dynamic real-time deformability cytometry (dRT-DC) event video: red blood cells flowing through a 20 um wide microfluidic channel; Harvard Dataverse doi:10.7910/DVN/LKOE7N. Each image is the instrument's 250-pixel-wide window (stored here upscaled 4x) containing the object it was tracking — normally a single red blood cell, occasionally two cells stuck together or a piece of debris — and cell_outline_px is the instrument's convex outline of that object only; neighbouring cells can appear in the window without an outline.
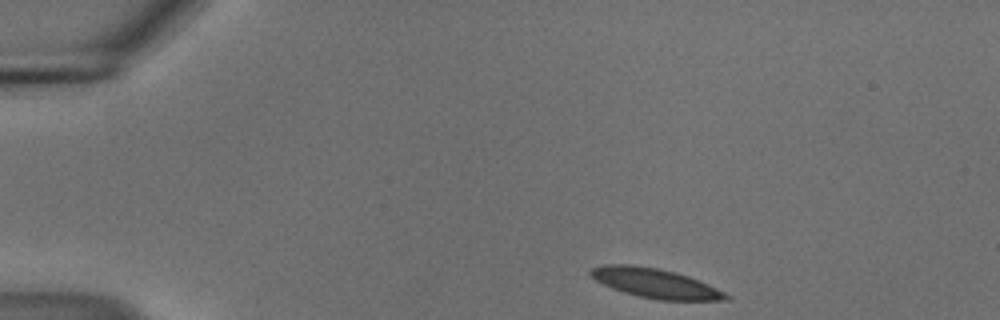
{"species": "common noctule bat (a hibernating species)", "species_latin": "Nyctalus noctula", "temperature_condition": "cold", "stored_images_in_passage": 47, "camera_frame_rate_fps": 3000, "um_per_image_px": 0.085, "animal": {"sex": "male", "body_mass_g": 18.8}, "frame": {"image": 1, "passage_image": 1, "time_ms": 0.0, "image_size_px": [1000, 320], "cell_outline_px": [[732, 296], [728, 300], [660, 300], [640, 296], [624, 292], [612, 288], [596, 280], [588, 272], [592, 268], [604, 264], [628, 264], [656, 268], [676, 272], [688, 276], [708, 284]], "centroid_in_image_um": [55.71, 24.07], "position_along_channel_um": 29.3, "area_um2": 23.0}}
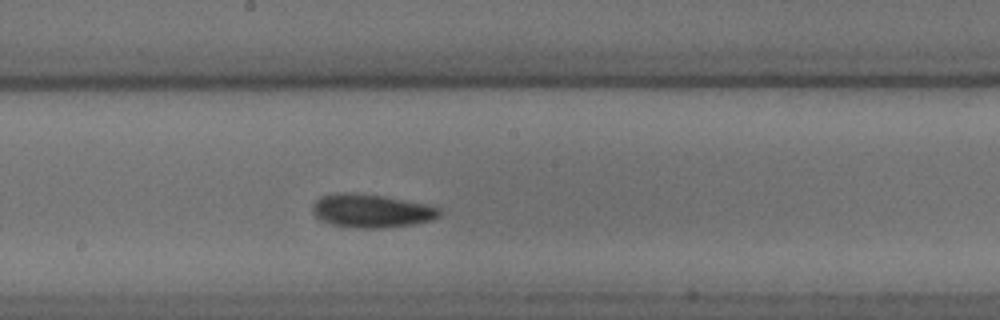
{"frame": {"image": 2, "passage_image": 22, "time_ms": 7.0, "image_size_px": [1000, 320], "cell_outline_px": [[444, 212], [440, 216], [432, 220], [412, 224], [380, 228], [348, 228], [332, 224], [320, 220], [312, 212], [312, 204], [320, 196], [336, 192], [356, 192], [384, 196], [428, 204], [440, 208]], "centroid_in_image_um": [31.56, 17.91], "position_along_channel_um": 216.6, "area_um2": 25.2}}
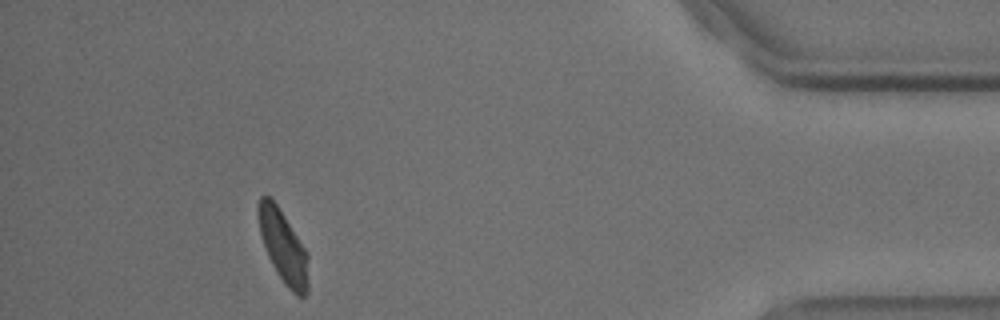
{"frame": {"image": 3, "passage_image": 42, "time_ms": 13.667, "image_size_px": [1000, 320], "cell_outline_px": [[308, 292], [304, 296], [296, 296], [284, 284], [276, 272], [268, 256], [260, 232], [256, 212], [260, 196], [268, 196], [276, 204], [308, 252]], "centroid_in_image_um": [24.08, 21.0], "position_along_channel_um": 411.1, "area_um2": 21.1}, "authors_computed_cell_mechanics": {"area_um2": 22.7154, "velocity_mm_per_s": 3.6726, "shape_relaxation_time_tau1_ms": 7.8237, "shape_relaxation_time_tau2_ms": 7.2517, "deformation_change_tau1": 0.1571, "deformation_change_tau2": 0.114}}